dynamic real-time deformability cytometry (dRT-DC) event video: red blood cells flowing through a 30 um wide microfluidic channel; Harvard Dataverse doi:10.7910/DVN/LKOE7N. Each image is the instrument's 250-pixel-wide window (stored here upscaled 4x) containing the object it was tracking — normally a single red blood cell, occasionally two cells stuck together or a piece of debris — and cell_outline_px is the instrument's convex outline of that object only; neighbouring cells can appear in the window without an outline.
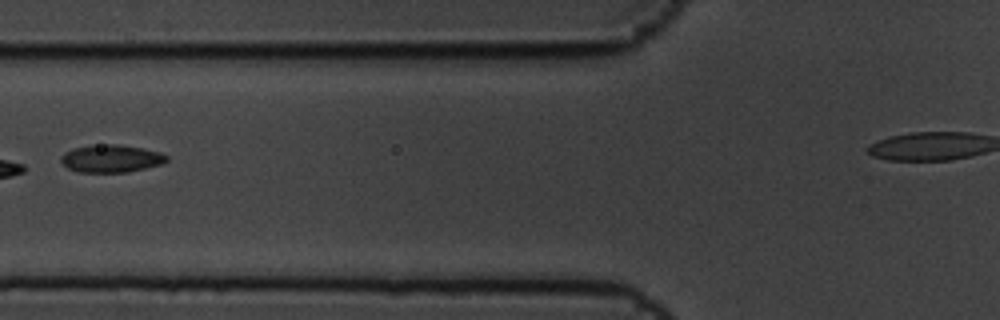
{"species": "common noctule bat (a hibernating species)", "species_latin": "Nyctalus noctula", "temperature_condition": "cold", "stored_images_in_passage": 7, "camera_frame_rate_fps": 3000, "um_per_image_px": 0.085, "animal": {"sex": "male", "body_mass_g": 19.5, "forearm_length_mm": 54.6}, "frame": {"image": 1, "passage_image": 7, "time_ms": 2.0, "image_size_px": [1000, 320], "cell_outline_px": [[168, 160], [160, 164], [128, 172], [80, 172], [68, 168], [60, 160], [60, 156], [64, 152], [72, 148], [108, 144], [120, 144], [160, 152], [168, 156]], "centroid_in_image_um": [9.43, 13.47], "position_along_channel_um": 116.4, "area_um2": 16.82}}